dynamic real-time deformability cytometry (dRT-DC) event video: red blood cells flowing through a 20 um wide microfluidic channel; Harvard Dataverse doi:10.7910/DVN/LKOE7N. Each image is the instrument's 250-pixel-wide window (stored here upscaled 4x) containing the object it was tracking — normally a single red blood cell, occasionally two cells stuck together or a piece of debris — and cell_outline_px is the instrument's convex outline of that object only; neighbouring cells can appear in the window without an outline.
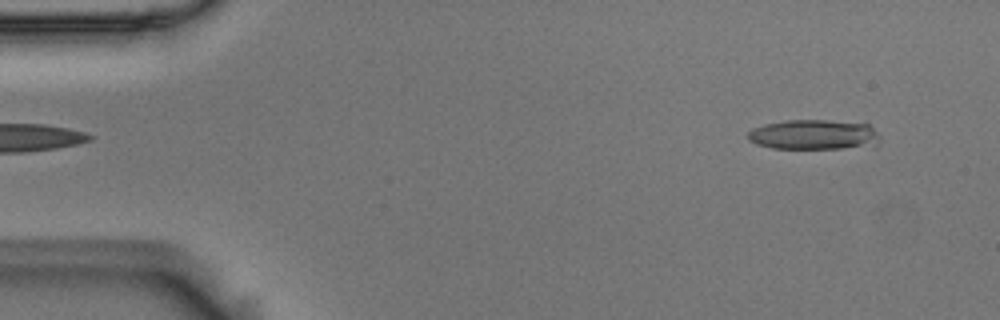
{"species": "Egyptian fruit bat (a non-hibernating species)", "species_latin": "Rousettus aegyptiacus", "temperature_condition": "room temperature", "stored_images_in_passage": 3, "segment_of_instrument_passage": [2, 2], "camera_frame_rate_fps": 3000, "um_per_image_px": 0.085, "animal": {"sex": "male"}, "frame": {"image": 1, "passage_image": 3, "time_ms": 0.667, "image_size_px": [1000, 320], "cell_outline_px": [[880, 144], [876, 148], [772, 148], [756, 144], [748, 140], [748, 132], [752, 128], [764, 124], [788, 120], [828, 120], [868, 124], [880, 136]], "centroid_in_image_um": [69.25, 11.46], "position_along_channel_um": 15.8, "area_um2": 23.47}}